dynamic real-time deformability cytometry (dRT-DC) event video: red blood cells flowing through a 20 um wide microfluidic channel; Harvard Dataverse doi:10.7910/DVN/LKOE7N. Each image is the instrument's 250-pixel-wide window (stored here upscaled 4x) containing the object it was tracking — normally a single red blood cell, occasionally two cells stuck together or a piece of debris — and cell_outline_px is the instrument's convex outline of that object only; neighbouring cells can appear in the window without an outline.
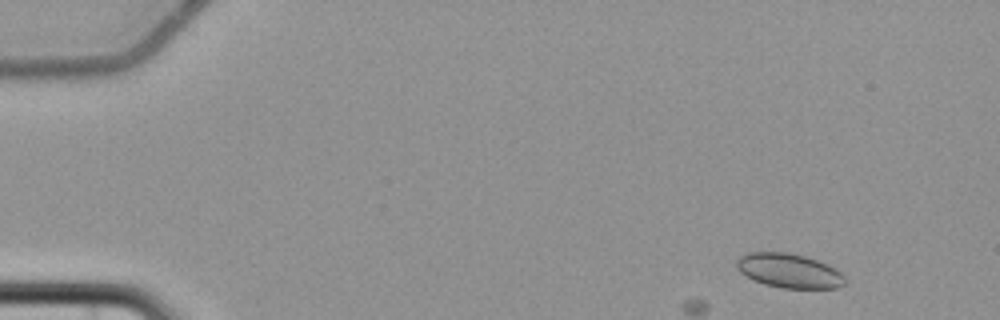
{"species": "common noctule bat (a hibernating species)", "species_latin": "Nyctalus noctula", "temperature_condition": "cold", "stored_images_in_passage": 3, "camera_frame_rate_fps": 3000, "um_per_image_px": 0.085, "animal": {"sex": "female", "body_mass_g": 22.7, "forearm_length_mm": 54.2}, "frame": {"image": 1, "passage_image": 1, "time_ms": 0.0, "image_size_px": [1000, 320], "cell_outline_px": [[844, 284], [836, 288], [780, 288], [764, 284], [752, 280], [740, 272], [736, 268], [736, 260], [740, 256], [748, 252], [788, 252], [804, 256], [828, 264], [840, 272], [844, 276]], "centroid_in_image_um": [67.03, 23.01], "position_along_channel_um": 18.0, "area_um2": 21.73}}